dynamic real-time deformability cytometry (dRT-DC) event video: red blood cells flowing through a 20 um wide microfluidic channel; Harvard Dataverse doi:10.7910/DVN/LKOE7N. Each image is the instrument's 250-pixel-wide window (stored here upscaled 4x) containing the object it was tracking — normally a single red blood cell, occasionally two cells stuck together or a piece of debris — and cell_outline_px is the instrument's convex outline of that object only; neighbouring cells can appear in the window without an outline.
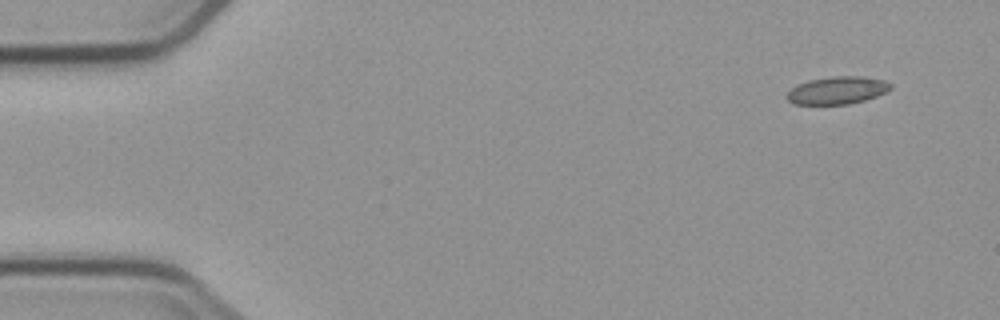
{"species": "common noctule bat (a hibernating species)", "species_latin": "Nyctalus noctula", "temperature_condition": "cold", "stored_images_in_passage": 8, "camera_frame_rate_fps": 3000, "um_per_image_px": 0.085, "animal": {"sex": "male", "body_mass_g": 23.1, "forearm_length_mm": 52.7}, "frame": {"image": 1, "passage_image": 1, "time_ms": 0.0, "image_size_px": [1000, 320], "cell_outline_px": [[892, 88], [876, 96], [864, 100], [848, 104], [792, 104], [788, 100], [788, 92], [792, 88], [808, 80], [832, 76], [864, 76], [884, 80], [892, 84]], "centroid_in_image_um": [71.19, 7.67], "position_along_channel_um": 13.8, "area_um2": 16.53}}
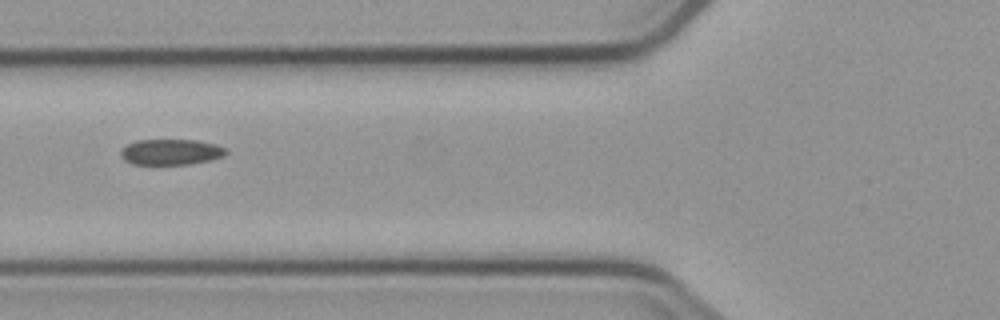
{"frame": {"image": 2, "passage_image": 6, "time_ms": 5.667, "image_size_px": [1000, 320], "cell_outline_px": [[228, 152], [224, 156], [212, 160], [192, 164], [132, 164], [124, 160], [120, 156], [120, 152], [128, 144], [136, 140], [196, 140], [216, 144], [224, 148]], "centroid_in_image_um": [14.54, 12.92], "position_along_channel_um": 111.3, "area_um2": 15.84}}
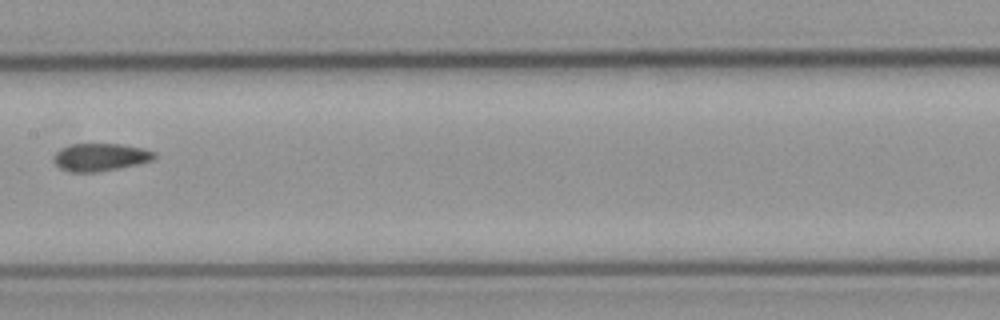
{"frame": {"image": 3, "passage_image": 8, "time_ms": 8.0, "image_size_px": [1000, 320], "cell_outline_px": [[156, 156], [152, 160], [140, 164], [96, 172], [68, 172], [60, 168], [52, 160], [52, 156], [60, 148], [72, 144], [120, 144], [144, 148], [156, 152]], "centroid_in_image_um": [8.51, 13.36], "position_along_channel_um": 198.9, "area_um2": 16.42}}